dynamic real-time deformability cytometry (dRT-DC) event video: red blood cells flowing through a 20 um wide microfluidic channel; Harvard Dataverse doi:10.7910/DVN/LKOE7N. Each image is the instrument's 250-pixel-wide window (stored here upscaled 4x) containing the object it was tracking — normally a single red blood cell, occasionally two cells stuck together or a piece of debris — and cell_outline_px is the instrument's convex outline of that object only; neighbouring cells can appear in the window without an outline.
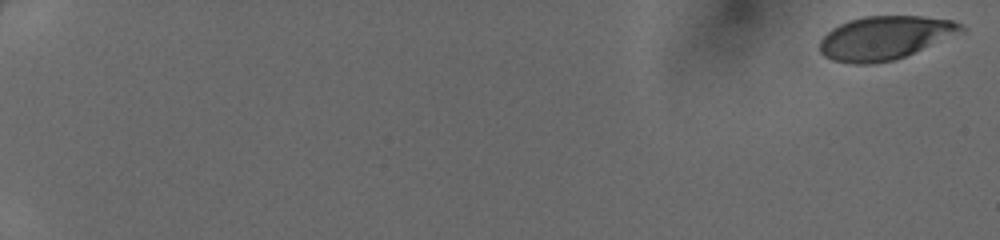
{"species": "human", "species_latin": "Homo sapiens", "temperature_condition": "cold", "stored_images_in_passage": 11, "camera_frame_rate_fps": 3000, "um_per_image_px": 0.085, "donor": {"sex": "female"}, "frame": {"image": 1, "passage_image": 1, "time_ms": 0.0, "image_size_px": [1000, 240], "cell_outline_px": [[968, 28], [964, 32], [904, 56], [892, 60], [872, 64], [856, 64], [832, 60], [824, 56], [820, 52], [820, 40], [832, 28], [848, 20], [864, 16], [920, 16], [952, 20]], "centroid_in_image_um": [75.22, 3.21], "position_along_channel_um": 9.8, "area_um2": 35.78}}
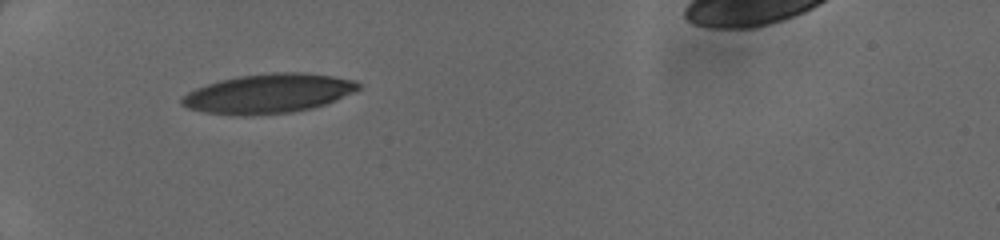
{"frame": {"image": 2, "passage_image": 10, "time_ms": 3.0, "image_size_px": [1000, 240], "cell_outline_px": [[360, 88], [352, 92], [324, 104], [312, 108], [292, 112], [244, 116], [204, 112], [188, 108], [180, 104], [180, 96], [196, 88], [220, 80], [240, 76], [272, 72], [304, 72], [332, 76], [356, 80], [360, 84]], "centroid_in_image_um": [22.77, 7.95], "position_along_channel_um": 62.2, "area_um2": 40.34}}